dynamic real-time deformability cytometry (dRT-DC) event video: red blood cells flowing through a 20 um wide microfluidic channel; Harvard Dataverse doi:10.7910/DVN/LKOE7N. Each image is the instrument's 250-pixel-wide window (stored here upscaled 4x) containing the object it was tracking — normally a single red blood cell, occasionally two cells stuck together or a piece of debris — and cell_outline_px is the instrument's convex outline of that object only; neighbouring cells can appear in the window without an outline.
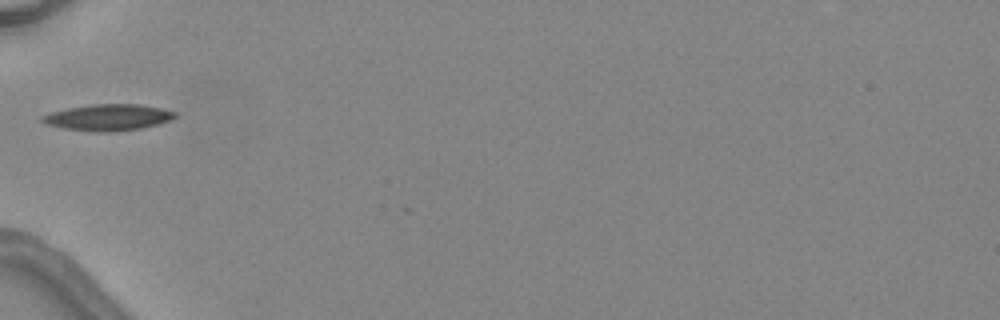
{"species": "common noctule bat (a hibernating species)", "species_latin": "Nyctalus noctula", "temperature_condition": "warm", "stored_images_in_passage": 1, "camera_frame_rate_fps": 3000, "um_per_image_px": 0.085, "animal": {"sex": "female", "body_mass_g": 24.6, "forearm_length_mm": 56.2}, "frame": {"image": 1, "passage_image": 1, "time_ms": 0.0, "image_size_px": [1000, 320], "cell_outline_px": [[176, 116], [168, 120], [156, 124], [140, 128], [112, 132], [92, 132], [64, 128], [48, 124], [40, 120], [40, 116], [52, 112], [68, 108], [92, 104], [140, 104], [160, 108], [176, 112]], "centroid_in_image_um": [9.16, 9.98], "position_along_channel_um": 75.8, "area_um2": 20.17}}